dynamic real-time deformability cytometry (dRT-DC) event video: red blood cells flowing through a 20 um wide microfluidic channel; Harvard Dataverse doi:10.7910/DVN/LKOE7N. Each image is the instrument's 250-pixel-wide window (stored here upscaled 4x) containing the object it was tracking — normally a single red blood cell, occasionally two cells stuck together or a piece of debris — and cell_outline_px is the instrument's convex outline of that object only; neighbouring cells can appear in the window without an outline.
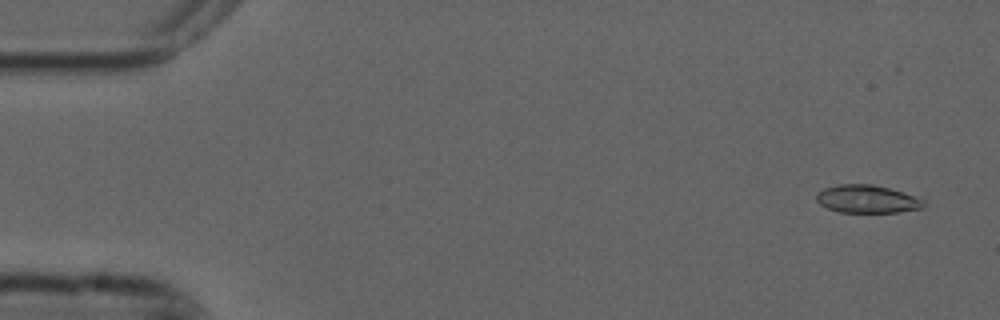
{"species": "common noctule bat (a hibernating species)", "species_latin": "Nyctalus noctula", "temperature_condition": "cold", "stored_images_in_passage": 4, "camera_frame_rate_fps": 3000, "um_per_image_px": 0.085, "animal": {"sex": "male", "forearm_length_mm": 52.5}, "frame": {"image": 1, "passage_image": 1, "time_ms": 0.0, "image_size_px": [1000, 320], "cell_outline_px": [[924, 204], [920, 208], [900, 212], [840, 212], [828, 208], [820, 204], [816, 200], [816, 192], [824, 188], [840, 184], [872, 184], [920, 196], [924, 200]], "centroid_in_image_um": [73.71, 16.91], "position_along_channel_um": 11.3, "area_um2": 17.51}}